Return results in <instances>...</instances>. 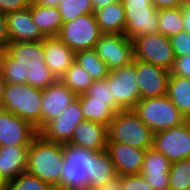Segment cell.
Wrapping results in <instances>:
<instances>
[{
    "label": "cell",
    "instance_id": "cell-33",
    "mask_svg": "<svg viewBox=\"0 0 190 190\" xmlns=\"http://www.w3.org/2000/svg\"><path fill=\"white\" fill-rule=\"evenodd\" d=\"M6 187L7 190H49L51 186L40 178L24 172L7 181Z\"/></svg>",
    "mask_w": 190,
    "mask_h": 190
},
{
    "label": "cell",
    "instance_id": "cell-44",
    "mask_svg": "<svg viewBox=\"0 0 190 190\" xmlns=\"http://www.w3.org/2000/svg\"><path fill=\"white\" fill-rule=\"evenodd\" d=\"M118 1L121 0H91L94 11Z\"/></svg>",
    "mask_w": 190,
    "mask_h": 190
},
{
    "label": "cell",
    "instance_id": "cell-15",
    "mask_svg": "<svg viewBox=\"0 0 190 190\" xmlns=\"http://www.w3.org/2000/svg\"><path fill=\"white\" fill-rule=\"evenodd\" d=\"M38 133L27 120L6 110L0 112V146H30Z\"/></svg>",
    "mask_w": 190,
    "mask_h": 190
},
{
    "label": "cell",
    "instance_id": "cell-16",
    "mask_svg": "<svg viewBox=\"0 0 190 190\" xmlns=\"http://www.w3.org/2000/svg\"><path fill=\"white\" fill-rule=\"evenodd\" d=\"M106 151L110 155L118 176L140 174L146 153L145 149L107 141Z\"/></svg>",
    "mask_w": 190,
    "mask_h": 190
},
{
    "label": "cell",
    "instance_id": "cell-12",
    "mask_svg": "<svg viewBox=\"0 0 190 190\" xmlns=\"http://www.w3.org/2000/svg\"><path fill=\"white\" fill-rule=\"evenodd\" d=\"M94 50L110 71L130 65L134 60L133 40L124 34L103 33Z\"/></svg>",
    "mask_w": 190,
    "mask_h": 190
},
{
    "label": "cell",
    "instance_id": "cell-2",
    "mask_svg": "<svg viewBox=\"0 0 190 190\" xmlns=\"http://www.w3.org/2000/svg\"><path fill=\"white\" fill-rule=\"evenodd\" d=\"M64 162V145L46 140L39 133L28 147L26 172L50 186H59Z\"/></svg>",
    "mask_w": 190,
    "mask_h": 190
},
{
    "label": "cell",
    "instance_id": "cell-13",
    "mask_svg": "<svg viewBox=\"0 0 190 190\" xmlns=\"http://www.w3.org/2000/svg\"><path fill=\"white\" fill-rule=\"evenodd\" d=\"M84 121L80 102L75 99L56 118L49 121L39 134L48 141L62 145L69 144L74 128Z\"/></svg>",
    "mask_w": 190,
    "mask_h": 190
},
{
    "label": "cell",
    "instance_id": "cell-14",
    "mask_svg": "<svg viewBox=\"0 0 190 190\" xmlns=\"http://www.w3.org/2000/svg\"><path fill=\"white\" fill-rule=\"evenodd\" d=\"M169 76L168 69L136 59V81L140 99L167 95Z\"/></svg>",
    "mask_w": 190,
    "mask_h": 190
},
{
    "label": "cell",
    "instance_id": "cell-41",
    "mask_svg": "<svg viewBox=\"0 0 190 190\" xmlns=\"http://www.w3.org/2000/svg\"><path fill=\"white\" fill-rule=\"evenodd\" d=\"M9 36L7 32L6 15L0 12V46H7Z\"/></svg>",
    "mask_w": 190,
    "mask_h": 190
},
{
    "label": "cell",
    "instance_id": "cell-38",
    "mask_svg": "<svg viewBox=\"0 0 190 190\" xmlns=\"http://www.w3.org/2000/svg\"><path fill=\"white\" fill-rule=\"evenodd\" d=\"M170 72L173 75L190 79V55L176 57L173 69Z\"/></svg>",
    "mask_w": 190,
    "mask_h": 190
},
{
    "label": "cell",
    "instance_id": "cell-37",
    "mask_svg": "<svg viewBox=\"0 0 190 190\" xmlns=\"http://www.w3.org/2000/svg\"><path fill=\"white\" fill-rule=\"evenodd\" d=\"M147 182L152 186L153 190H168L169 188V172L156 174L140 173Z\"/></svg>",
    "mask_w": 190,
    "mask_h": 190
},
{
    "label": "cell",
    "instance_id": "cell-46",
    "mask_svg": "<svg viewBox=\"0 0 190 190\" xmlns=\"http://www.w3.org/2000/svg\"><path fill=\"white\" fill-rule=\"evenodd\" d=\"M6 54H7L6 47L0 46V76H2L3 74V65Z\"/></svg>",
    "mask_w": 190,
    "mask_h": 190
},
{
    "label": "cell",
    "instance_id": "cell-17",
    "mask_svg": "<svg viewBox=\"0 0 190 190\" xmlns=\"http://www.w3.org/2000/svg\"><path fill=\"white\" fill-rule=\"evenodd\" d=\"M75 99L77 96L60 80L42 89L41 129Z\"/></svg>",
    "mask_w": 190,
    "mask_h": 190
},
{
    "label": "cell",
    "instance_id": "cell-29",
    "mask_svg": "<svg viewBox=\"0 0 190 190\" xmlns=\"http://www.w3.org/2000/svg\"><path fill=\"white\" fill-rule=\"evenodd\" d=\"M183 25L181 7L158 10V32L170 38L183 31Z\"/></svg>",
    "mask_w": 190,
    "mask_h": 190
},
{
    "label": "cell",
    "instance_id": "cell-23",
    "mask_svg": "<svg viewBox=\"0 0 190 190\" xmlns=\"http://www.w3.org/2000/svg\"><path fill=\"white\" fill-rule=\"evenodd\" d=\"M94 15L102 33L124 34L125 11L122 1L97 9Z\"/></svg>",
    "mask_w": 190,
    "mask_h": 190
},
{
    "label": "cell",
    "instance_id": "cell-51",
    "mask_svg": "<svg viewBox=\"0 0 190 190\" xmlns=\"http://www.w3.org/2000/svg\"><path fill=\"white\" fill-rule=\"evenodd\" d=\"M0 190H7L6 184L2 187H0Z\"/></svg>",
    "mask_w": 190,
    "mask_h": 190
},
{
    "label": "cell",
    "instance_id": "cell-27",
    "mask_svg": "<svg viewBox=\"0 0 190 190\" xmlns=\"http://www.w3.org/2000/svg\"><path fill=\"white\" fill-rule=\"evenodd\" d=\"M59 80L76 96L86 93L94 81L89 73L76 61L65 71Z\"/></svg>",
    "mask_w": 190,
    "mask_h": 190
},
{
    "label": "cell",
    "instance_id": "cell-26",
    "mask_svg": "<svg viewBox=\"0 0 190 190\" xmlns=\"http://www.w3.org/2000/svg\"><path fill=\"white\" fill-rule=\"evenodd\" d=\"M85 121H92L108 126L115 116V111L109 106V101L92 100L86 93L78 95Z\"/></svg>",
    "mask_w": 190,
    "mask_h": 190
},
{
    "label": "cell",
    "instance_id": "cell-47",
    "mask_svg": "<svg viewBox=\"0 0 190 190\" xmlns=\"http://www.w3.org/2000/svg\"><path fill=\"white\" fill-rule=\"evenodd\" d=\"M6 82L4 81L3 77L0 76V99L3 100L4 97V89H5Z\"/></svg>",
    "mask_w": 190,
    "mask_h": 190
},
{
    "label": "cell",
    "instance_id": "cell-49",
    "mask_svg": "<svg viewBox=\"0 0 190 190\" xmlns=\"http://www.w3.org/2000/svg\"><path fill=\"white\" fill-rule=\"evenodd\" d=\"M4 110L3 101L0 99V112Z\"/></svg>",
    "mask_w": 190,
    "mask_h": 190
},
{
    "label": "cell",
    "instance_id": "cell-43",
    "mask_svg": "<svg viewBox=\"0 0 190 190\" xmlns=\"http://www.w3.org/2000/svg\"><path fill=\"white\" fill-rule=\"evenodd\" d=\"M93 190H123L122 189V176H117L115 179L109 181L108 183L99 186Z\"/></svg>",
    "mask_w": 190,
    "mask_h": 190
},
{
    "label": "cell",
    "instance_id": "cell-19",
    "mask_svg": "<svg viewBox=\"0 0 190 190\" xmlns=\"http://www.w3.org/2000/svg\"><path fill=\"white\" fill-rule=\"evenodd\" d=\"M43 46L46 65L59 80L75 62L76 53L57 36L45 37Z\"/></svg>",
    "mask_w": 190,
    "mask_h": 190
},
{
    "label": "cell",
    "instance_id": "cell-11",
    "mask_svg": "<svg viewBox=\"0 0 190 190\" xmlns=\"http://www.w3.org/2000/svg\"><path fill=\"white\" fill-rule=\"evenodd\" d=\"M153 148L173 163L190 158V120L154 133Z\"/></svg>",
    "mask_w": 190,
    "mask_h": 190
},
{
    "label": "cell",
    "instance_id": "cell-35",
    "mask_svg": "<svg viewBox=\"0 0 190 190\" xmlns=\"http://www.w3.org/2000/svg\"><path fill=\"white\" fill-rule=\"evenodd\" d=\"M170 42L175 58L190 55V34L186 31L171 36Z\"/></svg>",
    "mask_w": 190,
    "mask_h": 190
},
{
    "label": "cell",
    "instance_id": "cell-28",
    "mask_svg": "<svg viewBox=\"0 0 190 190\" xmlns=\"http://www.w3.org/2000/svg\"><path fill=\"white\" fill-rule=\"evenodd\" d=\"M75 61L89 73L93 80L106 79L110 72L94 49L76 52Z\"/></svg>",
    "mask_w": 190,
    "mask_h": 190
},
{
    "label": "cell",
    "instance_id": "cell-31",
    "mask_svg": "<svg viewBox=\"0 0 190 190\" xmlns=\"http://www.w3.org/2000/svg\"><path fill=\"white\" fill-rule=\"evenodd\" d=\"M58 9L63 23L94 13L91 0H61Z\"/></svg>",
    "mask_w": 190,
    "mask_h": 190
},
{
    "label": "cell",
    "instance_id": "cell-6",
    "mask_svg": "<svg viewBox=\"0 0 190 190\" xmlns=\"http://www.w3.org/2000/svg\"><path fill=\"white\" fill-rule=\"evenodd\" d=\"M96 151L72 144L64 145V162L59 186L68 190H89L90 157Z\"/></svg>",
    "mask_w": 190,
    "mask_h": 190
},
{
    "label": "cell",
    "instance_id": "cell-3",
    "mask_svg": "<svg viewBox=\"0 0 190 190\" xmlns=\"http://www.w3.org/2000/svg\"><path fill=\"white\" fill-rule=\"evenodd\" d=\"M107 135L108 141L145 150L153 147L154 132L145 125L133 109L116 112L107 126Z\"/></svg>",
    "mask_w": 190,
    "mask_h": 190
},
{
    "label": "cell",
    "instance_id": "cell-18",
    "mask_svg": "<svg viewBox=\"0 0 190 190\" xmlns=\"http://www.w3.org/2000/svg\"><path fill=\"white\" fill-rule=\"evenodd\" d=\"M5 15L9 42L41 41L45 38L34 24L29 7Z\"/></svg>",
    "mask_w": 190,
    "mask_h": 190
},
{
    "label": "cell",
    "instance_id": "cell-40",
    "mask_svg": "<svg viewBox=\"0 0 190 190\" xmlns=\"http://www.w3.org/2000/svg\"><path fill=\"white\" fill-rule=\"evenodd\" d=\"M157 10L182 7L186 0H151Z\"/></svg>",
    "mask_w": 190,
    "mask_h": 190
},
{
    "label": "cell",
    "instance_id": "cell-45",
    "mask_svg": "<svg viewBox=\"0 0 190 190\" xmlns=\"http://www.w3.org/2000/svg\"><path fill=\"white\" fill-rule=\"evenodd\" d=\"M32 1L42 6L58 7L61 0H32Z\"/></svg>",
    "mask_w": 190,
    "mask_h": 190
},
{
    "label": "cell",
    "instance_id": "cell-24",
    "mask_svg": "<svg viewBox=\"0 0 190 190\" xmlns=\"http://www.w3.org/2000/svg\"><path fill=\"white\" fill-rule=\"evenodd\" d=\"M30 13L35 25L45 37L57 36L63 25L58 7H47L31 1Z\"/></svg>",
    "mask_w": 190,
    "mask_h": 190
},
{
    "label": "cell",
    "instance_id": "cell-20",
    "mask_svg": "<svg viewBox=\"0 0 190 190\" xmlns=\"http://www.w3.org/2000/svg\"><path fill=\"white\" fill-rule=\"evenodd\" d=\"M107 141V126L84 121L74 128L69 144L100 152L106 150Z\"/></svg>",
    "mask_w": 190,
    "mask_h": 190
},
{
    "label": "cell",
    "instance_id": "cell-10",
    "mask_svg": "<svg viewBox=\"0 0 190 190\" xmlns=\"http://www.w3.org/2000/svg\"><path fill=\"white\" fill-rule=\"evenodd\" d=\"M106 80L115 102L123 110L133 109L140 99L136 81V59L130 65L111 70Z\"/></svg>",
    "mask_w": 190,
    "mask_h": 190
},
{
    "label": "cell",
    "instance_id": "cell-42",
    "mask_svg": "<svg viewBox=\"0 0 190 190\" xmlns=\"http://www.w3.org/2000/svg\"><path fill=\"white\" fill-rule=\"evenodd\" d=\"M183 16V31L190 34V1H185L184 5L181 7Z\"/></svg>",
    "mask_w": 190,
    "mask_h": 190
},
{
    "label": "cell",
    "instance_id": "cell-21",
    "mask_svg": "<svg viewBox=\"0 0 190 190\" xmlns=\"http://www.w3.org/2000/svg\"><path fill=\"white\" fill-rule=\"evenodd\" d=\"M29 146H0V177L6 183L26 172Z\"/></svg>",
    "mask_w": 190,
    "mask_h": 190
},
{
    "label": "cell",
    "instance_id": "cell-50",
    "mask_svg": "<svg viewBox=\"0 0 190 190\" xmlns=\"http://www.w3.org/2000/svg\"><path fill=\"white\" fill-rule=\"evenodd\" d=\"M6 183L4 182V180L0 177V187L4 186Z\"/></svg>",
    "mask_w": 190,
    "mask_h": 190
},
{
    "label": "cell",
    "instance_id": "cell-34",
    "mask_svg": "<svg viewBox=\"0 0 190 190\" xmlns=\"http://www.w3.org/2000/svg\"><path fill=\"white\" fill-rule=\"evenodd\" d=\"M88 96L92 97V100L109 101V106L115 111L123 110L114 100L113 94L108 89V83L106 79L94 80L86 91Z\"/></svg>",
    "mask_w": 190,
    "mask_h": 190
},
{
    "label": "cell",
    "instance_id": "cell-36",
    "mask_svg": "<svg viewBox=\"0 0 190 190\" xmlns=\"http://www.w3.org/2000/svg\"><path fill=\"white\" fill-rule=\"evenodd\" d=\"M123 190H153L149 182L141 174L123 175Z\"/></svg>",
    "mask_w": 190,
    "mask_h": 190
},
{
    "label": "cell",
    "instance_id": "cell-7",
    "mask_svg": "<svg viewBox=\"0 0 190 190\" xmlns=\"http://www.w3.org/2000/svg\"><path fill=\"white\" fill-rule=\"evenodd\" d=\"M102 34L94 13H90L63 23L57 37L76 53L94 49Z\"/></svg>",
    "mask_w": 190,
    "mask_h": 190
},
{
    "label": "cell",
    "instance_id": "cell-1",
    "mask_svg": "<svg viewBox=\"0 0 190 190\" xmlns=\"http://www.w3.org/2000/svg\"><path fill=\"white\" fill-rule=\"evenodd\" d=\"M2 77L6 84L45 89L57 81L45 62L43 40L8 42Z\"/></svg>",
    "mask_w": 190,
    "mask_h": 190
},
{
    "label": "cell",
    "instance_id": "cell-39",
    "mask_svg": "<svg viewBox=\"0 0 190 190\" xmlns=\"http://www.w3.org/2000/svg\"><path fill=\"white\" fill-rule=\"evenodd\" d=\"M32 0H0V12L7 14L29 7Z\"/></svg>",
    "mask_w": 190,
    "mask_h": 190
},
{
    "label": "cell",
    "instance_id": "cell-48",
    "mask_svg": "<svg viewBox=\"0 0 190 190\" xmlns=\"http://www.w3.org/2000/svg\"><path fill=\"white\" fill-rule=\"evenodd\" d=\"M49 190H68V189L62 188V187H60V186H51V187L49 188Z\"/></svg>",
    "mask_w": 190,
    "mask_h": 190
},
{
    "label": "cell",
    "instance_id": "cell-32",
    "mask_svg": "<svg viewBox=\"0 0 190 190\" xmlns=\"http://www.w3.org/2000/svg\"><path fill=\"white\" fill-rule=\"evenodd\" d=\"M170 166L171 162L168 160V158L160 152H157L152 147L146 149L144 162L142 164L140 173L156 174L162 172H169Z\"/></svg>",
    "mask_w": 190,
    "mask_h": 190
},
{
    "label": "cell",
    "instance_id": "cell-5",
    "mask_svg": "<svg viewBox=\"0 0 190 190\" xmlns=\"http://www.w3.org/2000/svg\"><path fill=\"white\" fill-rule=\"evenodd\" d=\"M133 111L154 133L179 126L186 121L167 95L139 99Z\"/></svg>",
    "mask_w": 190,
    "mask_h": 190
},
{
    "label": "cell",
    "instance_id": "cell-4",
    "mask_svg": "<svg viewBox=\"0 0 190 190\" xmlns=\"http://www.w3.org/2000/svg\"><path fill=\"white\" fill-rule=\"evenodd\" d=\"M4 110L30 122L41 130L42 89L29 84H6L3 97Z\"/></svg>",
    "mask_w": 190,
    "mask_h": 190
},
{
    "label": "cell",
    "instance_id": "cell-30",
    "mask_svg": "<svg viewBox=\"0 0 190 190\" xmlns=\"http://www.w3.org/2000/svg\"><path fill=\"white\" fill-rule=\"evenodd\" d=\"M168 190H190V159L171 163Z\"/></svg>",
    "mask_w": 190,
    "mask_h": 190
},
{
    "label": "cell",
    "instance_id": "cell-22",
    "mask_svg": "<svg viewBox=\"0 0 190 190\" xmlns=\"http://www.w3.org/2000/svg\"><path fill=\"white\" fill-rule=\"evenodd\" d=\"M86 172L89 179V190L98 188L118 176L110 155L106 150L95 152L90 157L89 169Z\"/></svg>",
    "mask_w": 190,
    "mask_h": 190
},
{
    "label": "cell",
    "instance_id": "cell-9",
    "mask_svg": "<svg viewBox=\"0 0 190 190\" xmlns=\"http://www.w3.org/2000/svg\"><path fill=\"white\" fill-rule=\"evenodd\" d=\"M134 59L151 63L171 71L174 66L175 57L170 38L162 33H153L135 37Z\"/></svg>",
    "mask_w": 190,
    "mask_h": 190
},
{
    "label": "cell",
    "instance_id": "cell-25",
    "mask_svg": "<svg viewBox=\"0 0 190 190\" xmlns=\"http://www.w3.org/2000/svg\"><path fill=\"white\" fill-rule=\"evenodd\" d=\"M167 96L186 120H190V79L170 72Z\"/></svg>",
    "mask_w": 190,
    "mask_h": 190
},
{
    "label": "cell",
    "instance_id": "cell-8",
    "mask_svg": "<svg viewBox=\"0 0 190 190\" xmlns=\"http://www.w3.org/2000/svg\"><path fill=\"white\" fill-rule=\"evenodd\" d=\"M125 11L124 35L130 39L158 33V10L151 0H121Z\"/></svg>",
    "mask_w": 190,
    "mask_h": 190
}]
</instances>
